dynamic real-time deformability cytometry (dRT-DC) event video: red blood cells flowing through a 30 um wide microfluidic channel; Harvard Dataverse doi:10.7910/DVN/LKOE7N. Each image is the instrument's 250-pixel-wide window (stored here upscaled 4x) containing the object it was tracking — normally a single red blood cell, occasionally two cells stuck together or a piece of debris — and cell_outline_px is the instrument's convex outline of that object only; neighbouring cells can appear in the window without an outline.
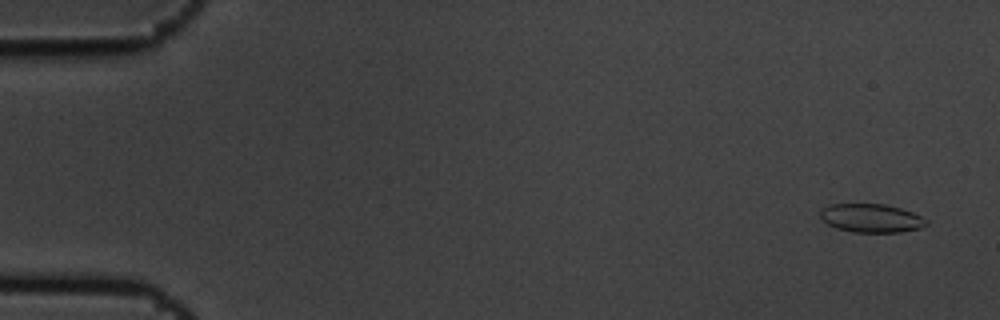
{"species": "common noctule bat (a hibernating species)", "species_latin": "Nyctalus noctula", "temperature_condition": "cold", "stored_images_in_passage": 5, "camera_frame_rate_fps": 3000, "um_per_image_px": 0.085, "animal": {"sex": "male", "body_mass_g": 19.5, "forearm_length_mm": 54.6}, "frame": {"image": 1, "passage_image": 1, "time_ms": 0.0, "image_size_px": [1000, 320], "cell_outline_px": [[928, 224], [924, 228], [900, 232], [852, 232], [836, 228], [820, 220], [820, 208], [832, 204], [884, 204], [900, 208], [912, 212], [928, 220]], "centroid_in_image_um": [74.05, 18.55], "position_along_channel_um": 11.0, "area_um2": 17.86}}